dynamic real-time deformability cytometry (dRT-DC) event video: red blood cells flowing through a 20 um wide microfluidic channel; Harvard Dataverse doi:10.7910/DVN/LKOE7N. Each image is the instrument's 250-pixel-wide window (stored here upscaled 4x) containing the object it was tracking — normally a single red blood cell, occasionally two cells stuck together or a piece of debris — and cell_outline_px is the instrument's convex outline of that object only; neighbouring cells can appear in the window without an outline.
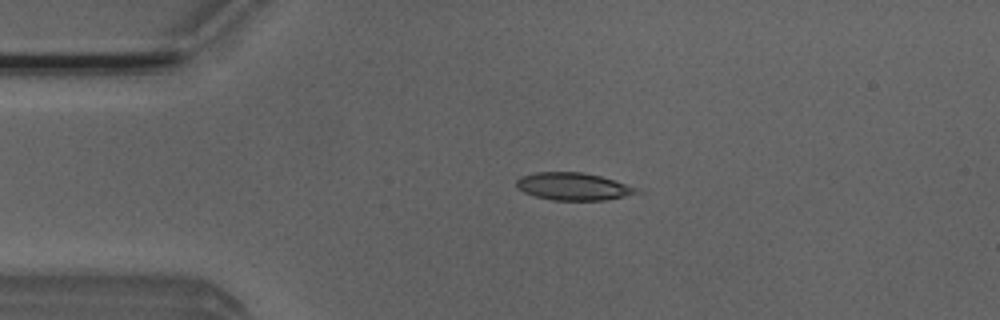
{"species": "Egyptian fruit bat (a non-hibernating species)", "species_latin": "Rousettus aegyptiacus", "temperature_condition": "room temperature", "stored_images_in_passage": 3, "camera_frame_rate_fps": 3000, "um_per_image_px": 0.085, "animal": {"sex": "male"}, "frame": {"image": 1, "passage_image": 2, "time_ms": 0.333, "image_size_px": [1000, 320], "cell_outline_px": [[636, 192], [624, 196], [604, 200], [552, 200], [536, 196], [524, 192], [516, 188], [516, 180], [520, 176], [536, 172], [580, 172], [600, 176], [636, 188]], "centroid_in_image_um": [48.61, 15.84], "position_along_channel_um": 36.4, "area_um2": 18.84}}